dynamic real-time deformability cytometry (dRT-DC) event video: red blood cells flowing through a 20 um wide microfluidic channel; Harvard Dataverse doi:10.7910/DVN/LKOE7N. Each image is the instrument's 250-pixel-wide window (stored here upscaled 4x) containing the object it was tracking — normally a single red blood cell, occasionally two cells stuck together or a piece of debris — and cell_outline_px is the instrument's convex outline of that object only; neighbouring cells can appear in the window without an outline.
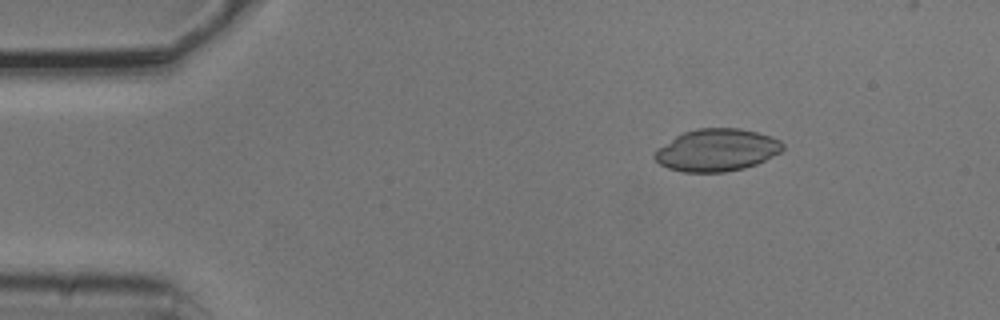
{"species": "common noctule bat (a hibernating species)", "species_latin": "Nyctalus noctula", "temperature_condition": "cold", "stored_images_in_passage": 5, "camera_frame_rate_fps": 3000, "um_per_image_px": 0.085, "animal": {"sex": "male", "body_mass_g": 20.5, "forearm_length_mm": 52.5}, "frame": {"image": 1, "passage_image": 3, "time_ms": 0.667, "image_size_px": [1000, 320], "cell_outline_px": [[784, 148], [780, 152], [756, 164], [744, 168], [724, 172], [684, 172], [668, 168], [660, 164], [652, 156], [660, 148], [676, 136], [684, 132], [696, 128], [740, 128], [772, 136], [780, 140], [784, 144]], "centroid_in_image_um": [60.95, 12.75], "position_along_channel_um": 24.0, "area_um2": 31.39}}